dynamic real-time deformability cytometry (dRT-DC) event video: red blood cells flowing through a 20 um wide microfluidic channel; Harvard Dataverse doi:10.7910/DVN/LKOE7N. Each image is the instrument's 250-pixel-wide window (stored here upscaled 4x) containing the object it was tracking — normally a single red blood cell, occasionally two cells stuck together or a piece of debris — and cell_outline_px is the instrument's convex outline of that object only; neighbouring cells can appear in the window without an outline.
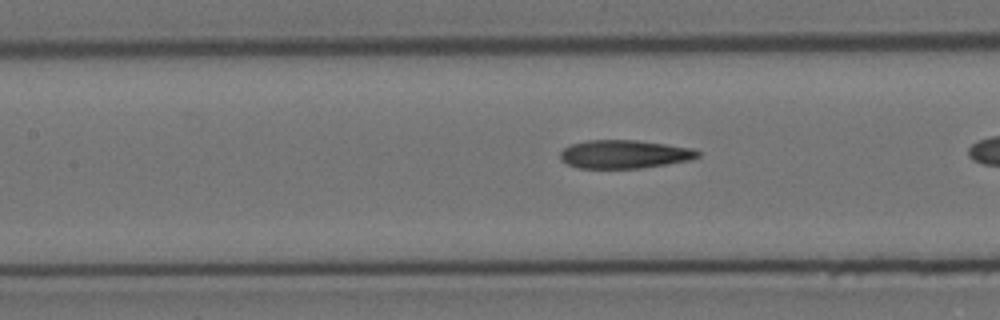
{"species": "Egyptian fruit bat (a non-hibernating species)", "species_latin": "Rousettus aegyptiacus", "temperature_condition": "cold", "stored_images_in_passage": 40, "camera_frame_rate_fps": 3000, "um_per_image_px": 0.085, "animal": {"sex": "female"}, "frame": {"image": 1, "passage_image": 21, "time_ms": 6.667, "image_size_px": [1000, 320], "cell_outline_px": [[700, 156], [692, 160], [640, 168], [580, 168], [568, 164], [560, 160], [560, 152], [564, 148], [572, 144], [588, 140], [636, 140], [692, 148], [700, 152]], "centroid_in_image_um": [53.07, 13.11], "position_along_channel_um": 154.3, "area_um2": 22.66}}
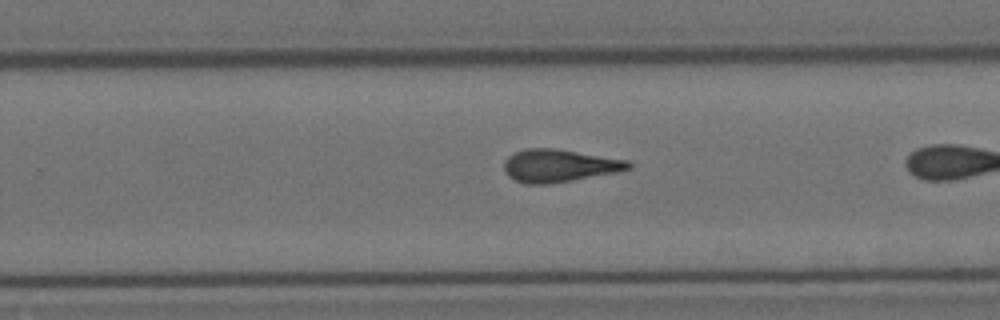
{"frame": {"image": 2, "passage_image": 32, "time_ms": 10.333, "image_size_px": [1000, 320], "cell_outline_px": [[632, 168], [616, 172], [572, 180], [548, 184], [524, 184], [508, 176], [504, 168], [504, 160], [508, 156], [516, 152], [528, 148], [556, 148], [628, 160], [632, 164]], "centroid_in_image_um": [47.52, 14.08], "position_along_channel_um": 282.3, "area_um2": 23.64}}
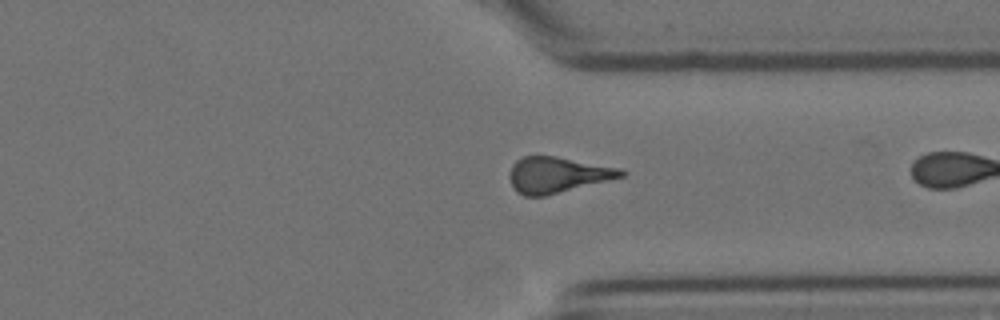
{"frame": {"image": 3, "passage_image": 39, "time_ms": 12.667, "image_size_px": [1000, 320], "cell_outline_px": [[628, 172], [624, 176], [544, 196], [524, 196], [516, 192], [508, 176], [508, 172], [512, 164], [516, 160], [524, 156], [556, 156], [620, 168]], "centroid_in_image_um": [47.34, 14.85], "position_along_channel_um": 364.1, "area_um2": 23.24}}